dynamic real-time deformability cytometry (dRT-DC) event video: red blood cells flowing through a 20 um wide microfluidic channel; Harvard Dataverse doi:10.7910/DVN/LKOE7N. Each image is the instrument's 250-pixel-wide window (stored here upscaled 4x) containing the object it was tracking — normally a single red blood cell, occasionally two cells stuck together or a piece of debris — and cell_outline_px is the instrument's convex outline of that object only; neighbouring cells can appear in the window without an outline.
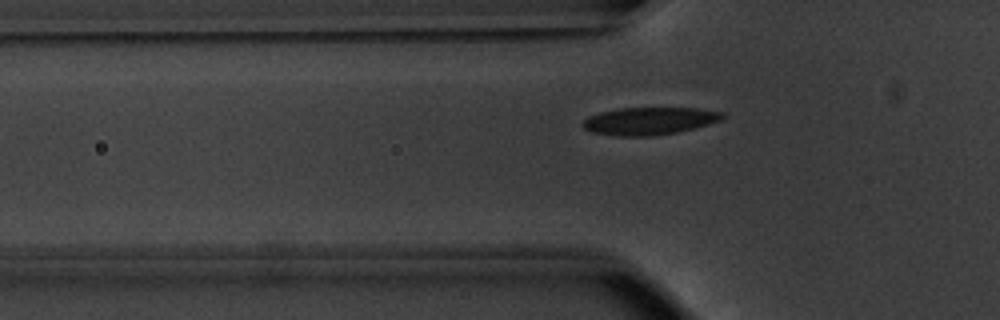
{"species": "common noctule bat (a hibernating species)", "species_latin": "Nyctalus noctula", "temperature_condition": "warm", "stored_images_in_passage": 37, "camera_frame_rate_fps": 3000, "um_per_image_px": 0.085, "animal": {"sex": "male", "body_mass_g": 20.1, "forearm_length_mm": 53.5}, "frame": {"image": 1, "passage_image": 2, "time_ms": 0.333, "image_size_px": [1000, 320], "cell_outline_px": [[728, 116], [724, 120], [676, 132], [652, 136], [616, 136], [592, 132], [584, 128], [580, 124], [588, 116], [600, 112], [620, 108], [700, 108], [724, 112]], "centroid_in_image_um": [55.23, 10.27], "position_along_channel_um": 70.6, "area_um2": 22.6}}
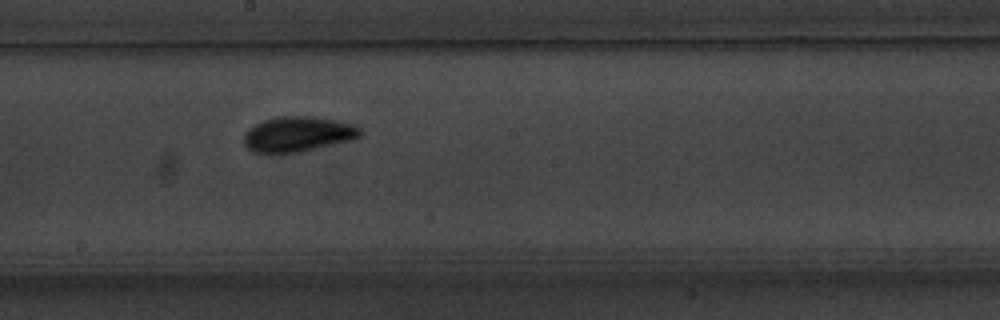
{"frame": {"image": 2, "passage_image": 14, "time_ms": 4.333, "image_size_px": [1000, 320], "cell_outline_px": [[360, 136], [352, 140], [300, 152], [252, 152], [244, 144], [244, 132], [248, 128], [264, 120], [276, 116], [312, 116], [336, 120], [356, 124], [360, 128]], "centroid_in_image_um": [25.33, 11.38], "position_along_channel_um": 222.9, "area_um2": 23.87}}
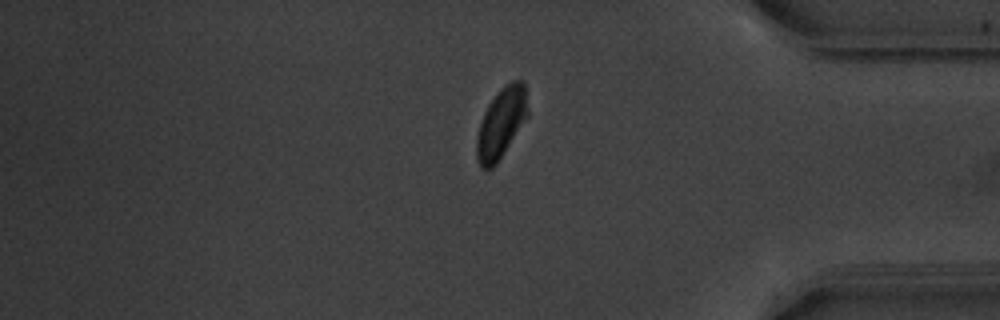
{"frame": {"image": 3, "passage_image": 29, "time_ms": 9.333, "image_size_px": [1000, 320], "cell_outline_px": [[528, 116], [496, 164], [492, 168], [480, 168], [476, 156], [476, 136], [484, 112], [488, 104], [500, 88], [504, 84], [512, 80], [524, 80], [528, 112]], "centroid_in_image_um": [42.59, 10.43], "position_along_channel_um": 392.6, "area_um2": 20.87}}